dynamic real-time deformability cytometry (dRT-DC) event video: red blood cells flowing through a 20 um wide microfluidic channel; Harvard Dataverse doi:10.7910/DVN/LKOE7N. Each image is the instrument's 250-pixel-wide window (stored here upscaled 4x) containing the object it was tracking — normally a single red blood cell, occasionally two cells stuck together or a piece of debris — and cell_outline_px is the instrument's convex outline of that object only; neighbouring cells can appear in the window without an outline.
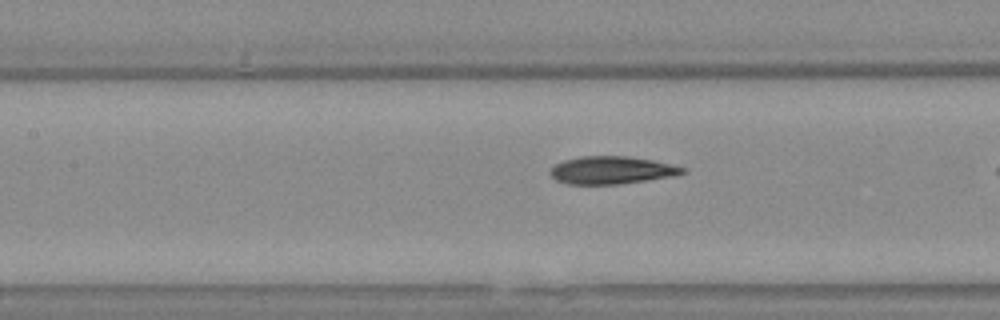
{"species": "Egyptian fruit bat (a non-hibernating species)", "species_latin": "Rousettus aegyptiacus", "temperature_condition": "warm", "stored_images_in_passage": 12, "camera_frame_rate_fps": 3000, "um_per_image_px": 0.085, "animal": {"sex": "female"}, "frame": {"image": 1, "passage_image": 10, "time_ms": 3.0, "image_size_px": [1000, 320], "cell_outline_px": [[688, 172], [676, 176], [620, 184], [568, 184], [556, 180], [548, 172], [556, 164], [564, 160], [580, 156], [628, 156], [652, 160], [688, 168]], "centroid_in_image_um": [52.04, 14.47], "position_along_channel_um": 155.4, "area_um2": 21.5}}